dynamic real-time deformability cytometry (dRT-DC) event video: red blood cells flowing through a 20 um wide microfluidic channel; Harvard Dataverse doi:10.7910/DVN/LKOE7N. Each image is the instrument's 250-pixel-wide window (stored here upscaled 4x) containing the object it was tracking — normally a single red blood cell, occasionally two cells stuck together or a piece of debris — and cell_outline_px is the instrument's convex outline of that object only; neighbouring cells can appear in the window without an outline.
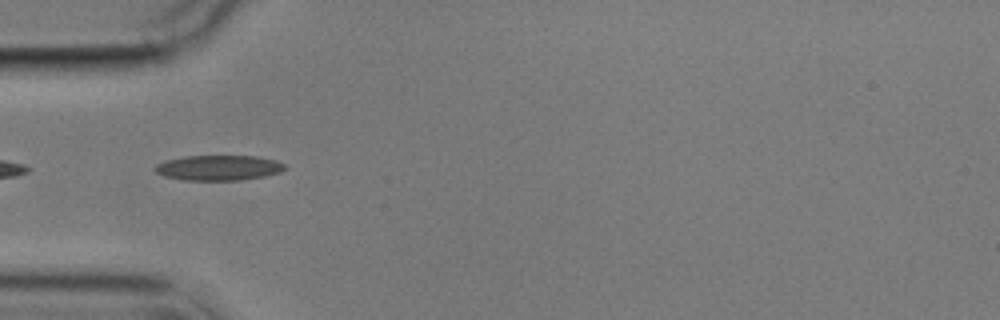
{"species": "common noctule bat (a hibernating species)", "species_latin": "Nyctalus noctula", "temperature_condition": "cold", "stored_images_in_passage": 8, "camera_frame_rate_fps": 3000, "um_per_image_px": 0.085, "animal": {"sex": "male", "body_mass_g": 17.9}, "frame": {"image": 1, "passage_image": 4, "time_ms": 3.333, "image_size_px": [1000, 320], "cell_outline_px": [[288, 168], [280, 172], [264, 176], [240, 180], [184, 180], [164, 176], [156, 172], [152, 168], [156, 164], [164, 160], [184, 156], [256, 156], [276, 160], [284, 164]], "centroid_in_image_um": [18.56, 14.25], "position_along_channel_um": 66.4, "area_um2": 19.19}}
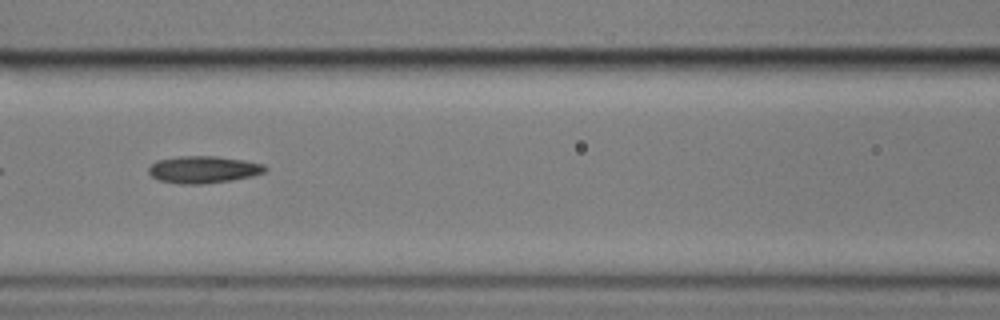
{"frame": {"image": 2, "passage_image": 6, "time_ms": 5.667, "image_size_px": [1000, 320], "cell_outline_px": [[268, 168], [264, 172], [252, 176], [232, 180], [204, 184], [180, 184], [160, 180], [152, 176], [148, 172], [148, 168], [156, 160], [180, 156], [216, 156], [244, 160], [264, 164]], "centroid_in_image_um": [17.29, 14.41], "position_along_channel_um": 149.3, "area_um2": 18.44}}
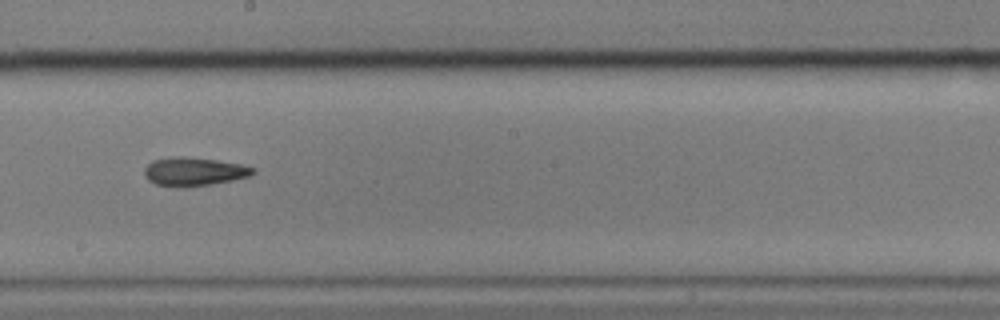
{"frame": {"image": 3, "passage_image": 8, "time_ms": 8.0, "image_size_px": [1000, 320], "cell_outline_px": [[256, 172], [252, 176], [232, 180], [208, 184], [180, 188], [156, 184], [148, 180], [144, 176], [144, 168], [152, 160], [180, 156], [184, 156], [216, 160], [240, 164], [256, 168]], "centroid_in_image_um": [16.49, 14.59], "position_along_channel_um": 231.7, "area_um2": 18.09}}